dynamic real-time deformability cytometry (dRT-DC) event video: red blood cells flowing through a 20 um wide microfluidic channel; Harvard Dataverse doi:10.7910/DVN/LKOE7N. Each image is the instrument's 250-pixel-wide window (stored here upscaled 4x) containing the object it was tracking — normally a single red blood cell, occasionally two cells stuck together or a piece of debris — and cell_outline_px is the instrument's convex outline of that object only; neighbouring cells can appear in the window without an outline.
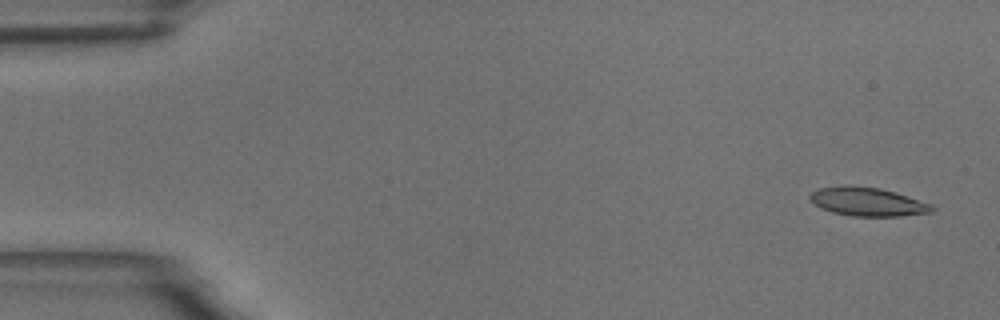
{"species": "common noctule bat (a hibernating species)", "species_latin": "Nyctalus noctula", "temperature_condition": "room temperature", "stored_images_in_passage": 5, "camera_frame_rate_fps": 3000, "um_per_image_px": 0.085, "animal": {"sex": "male", "body_mass_g": 18.8}, "frame": {"image": 1, "passage_image": 1, "time_ms": 0.0, "image_size_px": [1000, 320], "cell_outline_px": [[936, 208], [932, 212], [900, 216], [852, 216], [832, 212], [820, 208], [808, 196], [812, 192], [820, 188], [844, 184], [880, 188], [932, 204]], "centroid_in_image_um": [73.73, 17.14], "position_along_channel_um": 11.3, "area_um2": 20.29}}
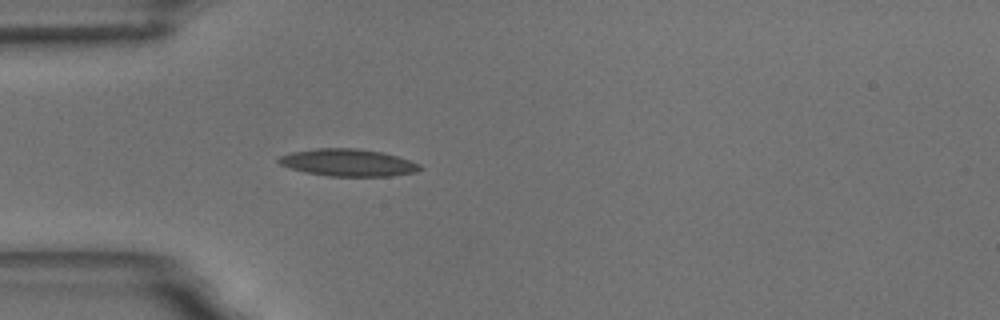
{"frame": {"image": 2, "passage_image": 5, "time_ms": 4.667, "image_size_px": [1000, 320], "cell_outline_px": [[424, 168], [416, 172], [392, 176], [328, 176], [304, 172], [280, 164], [276, 160], [280, 156], [292, 152], [316, 148], [356, 148], [380, 152], [396, 156], [420, 164]], "centroid_in_image_um": [29.59, 13.83], "position_along_channel_um": 55.4, "area_um2": 22.31}}